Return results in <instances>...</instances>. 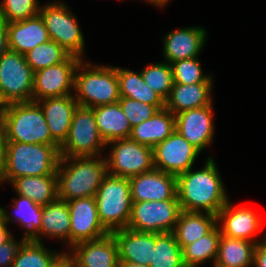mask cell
<instances>
[{"label": "cell", "instance_id": "1", "mask_svg": "<svg viewBox=\"0 0 266 267\" xmlns=\"http://www.w3.org/2000/svg\"><path fill=\"white\" fill-rule=\"evenodd\" d=\"M226 192L212 157L203 169L193 172L190 168L177 176V197L182 211L217 215L229 201Z\"/></svg>", "mask_w": 266, "mask_h": 267}, {"label": "cell", "instance_id": "2", "mask_svg": "<svg viewBox=\"0 0 266 267\" xmlns=\"http://www.w3.org/2000/svg\"><path fill=\"white\" fill-rule=\"evenodd\" d=\"M56 172L58 198L66 202L95 197L103 178L108 174L103 156L60 157Z\"/></svg>", "mask_w": 266, "mask_h": 267}, {"label": "cell", "instance_id": "3", "mask_svg": "<svg viewBox=\"0 0 266 267\" xmlns=\"http://www.w3.org/2000/svg\"><path fill=\"white\" fill-rule=\"evenodd\" d=\"M60 145L7 142L0 183L22 176L57 175Z\"/></svg>", "mask_w": 266, "mask_h": 267}, {"label": "cell", "instance_id": "4", "mask_svg": "<svg viewBox=\"0 0 266 267\" xmlns=\"http://www.w3.org/2000/svg\"><path fill=\"white\" fill-rule=\"evenodd\" d=\"M7 142L59 145L52 137L37 102L11 103L1 113Z\"/></svg>", "mask_w": 266, "mask_h": 267}, {"label": "cell", "instance_id": "5", "mask_svg": "<svg viewBox=\"0 0 266 267\" xmlns=\"http://www.w3.org/2000/svg\"><path fill=\"white\" fill-rule=\"evenodd\" d=\"M74 91L77 93L74 98L82 107L93 108L118 102L117 67L93 66L82 60L76 69Z\"/></svg>", "mask_w": 266, "mask_h": 267}, {"label": "cell", "instance_id": "6", "mask_svg": "<svg viewBox=\"0 0 266 267\" xmlns=\"http://www.w3.org/2000/svg\"><path fill=\"white\" fill-rule=\"evenodd\" d=\"M95 199L99 221L109 233L127 228L132 211L129 178L107 174Z\"/></svg>", "mask_w": 266, "mask_h": 267}, {"label": "cell", "instance_id": "7", "mask_svg": "<svg viewBox=\"0 0 266 267\" xmlns=\"http://www.w3.org/2000/svg\"><path fill=\"white\" fill-rule=\"evenodd\" d=\"M34 72L25 55L8 50L0 57V102H30L33 94Z\"/></svg>", "mask_w": 266, "mask_h": 267}, {"label": "cell", "instance_id": "8", "mask_svg": "<svg viewBox=\"0 0 266 267\" xmlns=\"http://www.w3.org/2000/svg\"><path fill=\"white\" fill-rule=\"evenodd\" d=\"M39 15L44 21L50 40L62 46L68 54L83 59L85 41L76 16L63 2L55 1L40 6Z\"/></svg>", "mask_w": 266, "mask_h": 267}, {"label": "cell", "instance_id": "9", "mask_svg": "<svg viewBox=\"0 0 266 267\" xmlns=\"http://www.w3.org/2000/svg\"><path fill=\"white\" fill-rule=\"evenodd\" d=\"M105 146L93 109L78 106L68 136L60 146V157L100 156Z\"/></svg>", "mask_w": 266, "mask_h": 267}, {"label": "cell", "instance_id": "10", "mask_svg": "<svg viewBox=\"0 0 266 267\" xmlns=\"http://www.w3.org/2000/svg\"><path fill=\"white\" fill-rule=\"evenodd\" d=\"M181 211L178 199L132 202L127 228L138 232L170 233L174 231Z\"/></svg>", "mask_w": 266, "mask_h": 267}, {"label": "cell", "instance_id": "11", "mask_svg": "<svg viewBox=\"0 0 266 267\" xmlns=\"http://www.w3.org/2000/svg\"><path fill=\"white\" fill-rule=\"evenodd\" d=\"M111 144L110 156L105 157L108 174L130 178L154 168L153 148L130 138L106 143L107 146Z\"/></svg>", "mask_w": 266, "mask_h": 267}, {"label": "cell", "instance_id": "12", "mask_svg": "<svg viewBox=\"0 0 266 267\" xmlns=\"http://www.w3.org/2000/svg\"><path fill=\"white\" fill-rule=\"evenodd\" d=\"M83 59L70 55L64 62L34 72L32 101L72 95L75 73Z\"/></svg>", "mask_w": 266, "mask_h": 267}, {"label": "cell", "instance_id": "13", "mask_svg": "<svg viewBox=\"0 0 266 267\" xmlns=\"http://www.w3.org/2000/svg\"><path fill=\"white\" fill-rule=\"evenodd\" d=\"M200 151L176 129L153 148L154 168L178 176L193 167Z\"/></svg>", "mask_w": 266, "mask_h": 267}, {"label": "cell", "instance_id": "14", "mask_svg": "<svg viewBox=\"0 0 266 267\" xmlns=\"http://www.w3.org/2000/svg\"><path fill=\"white\" fill-rule=\"evenodd\" d=\"M70 211V245L95 240L109 232L99 221L95 197L67 201Z\"/></svg>", "mask_w": 266, "mask_h": 267}, {"label": "cell", "instance_id": "15", "mask_svg": "<svg viewBox=\"0 0 266 267\" xmlns=\"http://www.w3.org/2000/svg\"><path fill=\"white\" fill-rule=\"evenodd\" d=\"M132 202L178 199L177 177L153 168L129 178Z\"/></svg>", "mask_w": 266, "mask_h": 267}, {"label": "cell", "instance_id": "16", "mask_svg": "<svg viewBox=\"0 0 266 267\" xmlns=\"http://www.w3.org/2000/svg\"><path fill=\"white\" fill-rule=\"evenodd\" d=\"M213 104L175 114V129L200 152L213 141Z\"/></svg>", "mask_w": 266, "mask_h": 267}, {"label": "cell", "instance_id": "17", "mask_svg": "<svg viewBox=\"0 0 266 267\" xmlns=\"http://www.w3.org/2000/svg\"><path fill=\"white\" fill-rule=\"evenodd\" d=\"M252 209L245 206H233L228 201L217 214V223H222L219 227L221 235L253 241L254 236L262 228V219Z\"/></svg>", "mask_w": 266, "mask_h": 267}, {"label": "cell", "instance_id": "18", "mask_svg": "<svg viewBox=\"0 0 266 267\" xmlns=\"http://www.w3.org/2000/svg\"><path fill=\"white\" fill-rule=\"evenodd\" d=\"M71 256L84 267H118L119 248L112 233L71 248Z\"/></svg>", "mask_w": 266, "mask_h": 267}, {"label": "cell", "instance_id": "19", "mask_svg": "<svg viewBox=\"0 0 266 267\" xmlns=\"http://www.w3.org/2000/svg\"><path fill=\"white\" fill-rule=\"evenodd\" d=\"M207 32L203 27H189L173 30L164 35L163 55L169 64L183 59L198 57Z\"/></svg>", "mask_w": 266, "mask_h": 267}, {"label": "cell", "instance_id": "20", "mask_svg": "<svg viewBox=\"0 0 266 267\" xmlns=\"http://www.w3.org/2000/svg\"><path fill=\"white\" fill-rule=\"evenodd\" d=\"M36 102L42 108L50 134L61 146L68 136L74 112L79 104L73 95L46 98Z\"/></svg>", "mask_w": 266, "mask_h": 267}, {"label": "cell", "instance_id": "21", "mask_svg": "<svg viewBox=\"0 0 266 267\" xmlns=\"http://www.w3.org/2000/svg\"><path fill=\"white\" fill-rule=\"evenodd\" d=\"M119 248V261L150 266L155 247V233L138 232L129 228L112 232Z\"/></svg>", "mask_w": 266, "mask_h": 267}, {"label": "cell", "instance_id": "22", "mask_svg": "<svg viewBox=\"0 0 266 267\" xmlns=\"http://www.w3.org/2000/svg\"><path fill=\"white\" fill-rule=\"evenodd\" d=\"M9 50L27 54L33 48L50 40L41 16L7 23Z\"/></svg>", "mask_w": 266, "mask_h": 267}, {"label": "cell", "instance_id": "23", "mask_svg": "<svg viewBox=\"0 0 266 267\" xmlns=\"http://www.w3.org/2000/svg\"><path fill=\"white\" fill-rule=\"evenodd\" d=\"M213 82L195 84L173 83L170 95L165 101V108L174 115L190 109L212 104L211 90Z\"/></svg>", "mask_w": 266, "mask_h": 267}, {"label": "cell", "instance_id": "24", "mask_svg": "<svg viewBox=\"0 0 266 267\" xmlns=\"http://www.w3.org/2000/svg\"><path fill=\"white\" fill-rule=\"evenodd\" d=\"M175 131V115L168 109L159 110L150 119L132 127L130 139L154 148Z\"/></svg>", "mask_w": 266, "mask_h": 267}, {"label": "cell", "instance_id": "25", "mask_svg": "<svg viewBox=\"0 0 266 267\" xmlns=\"http://www.w3.org/2000/svg\"><path fill=\"white\" fill-rule=\"evenodd\" d=\"M70 228V211L67 202L57 198L42 206L41 230L32 240L42 242L41 235H46L65 240L70 246Z\"/></svg>", "mask_w": 266, "mask_h": 267}, {"label": "cell", "instance_id": "26", "mask_svg": "<svg viewBox=\"0 0 266 267\" xmlns=\"http://www.w3.org/2000/svg\"><path fill=\"white\" fill-rule=\"evenodd\" d=\"M92 109L99 134L105 143L130 137L132 127L118 102Z\"/></svg>", "mask_w": 266, "mask_h": 267}, {"label": "cell", "instance_id": "27", "mask_svg": "<svg viewBox=\"0 0 266 267\" xmlns=\"http://www.w3.org/2000/svg\"><path fill=\"white\" fill-rule=\"evenodd\" d=\"M217 215L208 212L181 211L173 233L183 249L209 233L217 225Z\"/></svg>", "mask_w": 266, "mask_h": 267}, {"label": "cell", "instance_id": "28", "mask_svg": "<svg viewBox=\"0 0 266 267\" xmlns=\"http://www.w3.org/2000/svg\"><path fill=\"white\" fill-rule=\"evenodd\" d=\"M11 184L17 195L27 197L41 206L58 198L57 175L22 176L15 178Z\"/></svg>", "mask_w": 266, "mask_h": 267}, {"label": "cell", "instance_id": "29", "mask_svg": "<svg viewBox=\"0 0 266 267\" xmlns=\"http://www.w3.org/2000/svg\"><path fill=\"white\" fill-rule=\"evenodd\" d=\"M256 242L221 235L214 267H250L254 265Z\"/></svg>", "mask_w": 266, "mask_h": 267}, {"label": "cell", "instance_id": "30", "mask_svg": "<svg viewBox=\"0 0 266 267\" xmlns=\"http://www.w3.org/2000/svg\"><path fill=\"white\" fill-rule=\"evenodd\" d=\"M19 199L13 198V208L16 214L9 215L7 211L0 207V218L8 223L16 221L21 227L25 228L23 239L32 240L41 230L42 206L34 203L31 199L23 196Z\"/></svg>", "mask_w": 266, "mask_h": 267}, {"label": "cell", "instance_id": "31", "mask_svg": "<svg viewBox=\"0 0 266 267\" xmlns=\"http://www.w3.org/2000/svg\"><path fill=\"white\" fill-rule=\"evenodd\" d=\"M120 97H127L146 104L165 108V101L143 80L141 72L136 73L128 69L117 67Z\"/></svg>", "mask_w": 266, "mask_h": 267}, {"label": "cell", "instance_id": "32", "mask_svg": "<svg viewBox=\"0 0 266 267\" xmlns=\"http://www.w3.org/2000/svg\"><path fill=\"white\" fill-rule=\"evenodd\" d=\"M221 237L219 224L209 233L196 240L192 244L186 245L182 249L183 262L185 267H199L201 264L212 259L213 266L218 254V245Z\"/></svg>", "mask_w": 266, "mask_h": 267}, {"label": "cell", "instance_id": "33", "mask_svg": "<svg viewBox=\"0 0 266 267\" xmlns=\"http://www.w3.org/2000/svg\"><path fill=\"white\" fill-rule=\"evenodd\" d=\"M63 255L64 253L47 250L42 242L25 240L11 267H52Z\"/></svg>", "mask_w": 266, "mask_h": 267}, {"label": "cell", "instance_id": "34", "mask_svg": "<svg viewBox=\"0 0 266 267\" xmlns=\"http://www.w3.org/2000/svg\"><path fill=\"white\" fill-rule=\"evenodd\" d=\"M149 267H185L182 249L177 243L176 236L170 233H155L153 260Z\"/></svg>", "mask_w": 266, "mask_h": 267}, {"label": "cell", "instance_id": "35", "mask_svg": "<svg viewBox=\"0 0 266 267\" xmlns=\"http://www.w3.org/2000/svg\"><path fill=\"white\" fill-rule=\"evenodd\" d=\"M70 54L53 40L36 46L27 54L26 61L33 72L64 62Z\"/></svg>", "mask_w": 266, "mask_h": 267}, {"label": "cell", "instance_id": "36", "mask_svg": "<svg viewBox=\"0 0 266 267\" xmlns=\"http://www.w3.org/2000/svg\"><path fill=\"white\" fill-rule=\"evenodd\" d=\"M144 82L152 88L164 101L170 95L173 86L172 67L168 62L153 63L142 69Z\"/></svg>", "mask_w": 266, "mask_h": 267}, {"label": "cell", "instance_id": "37", "mask_svg": "<svg viewBox=\"0 0 266 267\" xmlns=\"http://www.w3.org/2000/svg\"><path fill=\"white\" fill-rule=\"evenodd\" d=\"M198 58L183 59L171 63L173 83L213 82L211 75H204Z\"/></svg>", "mask_w": 266, "mask_h": 267}, {"label": "cell", "instance_id": "38", "mask_svg": "<svg viewBox=\"0 0 266 267\" xmlns=\"http://www.w3.org/2000/svg\"><path fill=\"white\" fill-rule=\"evenodd\" d=\"M37 0H3L0 1V15L7 23L33 18L39 14L40 4Z\"/></svg>", "mask_w": 266, "mask_h": 267}, {"label": "cell", "instance_id": "39", "mask_svg": "<svg viewBox=\"0 0 266 267\" xmlns=\"http://www.w3.org/2000/svg\"><path fill=\"white\" fill-rule=\"evenodd\" d=\"M118 103L121 106L123 113L128 118L131 127L150 119L160 110L155 105L146 104L127 97H120Z\"/></svg>", "mask_w": 266, "mask_h": 267}, {"label": "cell", "instance_id": "40", "mask_svg": "<svg viewBox=\"0 0 266 267\" xmlns=\"http://www.w3.org/2000/svg\"><path fill=\"white\" fill-rule=\"evenodd\" d=\"M24 241L25 239L22 238L21 241L17 243L12 236L8 241L0 245V267H11L19 248Z\"/></svg>", "mask_w": 266, "mask_h": 267}, {"label": "cell", "instance_id": "41", "mask_svg": "<svg viewBox=\"0 0 266 267\" xmlns=\"http://www.w3.org/2000/svg\"><path fill=\"white\" fill-rule=\"evenodd\" d=\"M262 239L256 243L253 265L255 267H266V232Z\"/></svg>", "mask_w": 266, "mask_h": 267}, {"label": "cell", "instance_id": "42", "mask_svg": "<svg viewBox=\"0 0 266 267\" xmlns=\"http://www.w3.org/2000/svg\"><path fill=\"white\" fill-rule=\"evenodd\" d=\"M6 145H7V139L5 135V127L2 120V116L0 114V176L3 172L5 164Z\"/></svg>", "mask_w": 266, "mask_h": 267}, {"label": "cell", "instance_id": "43", "mask_svg": "<svg viewBox=\"0 0 266 267\" xmlns=\"http://www.w3.org/2000/svg\"><path fill=\"white\" fill-rule=\"evenodd\" d=\"M8 50L7 21L0 15V57Z\"/></svg>", "mask_w": 266, "mask_h": 267}, {"label": "cell", "instance_id": "44", "mask_svg": "<svg viewBox=\"0 0 266 267\" xmlns=\"http://www.w3.org/2000/svg\"><path fill=\"white\" fill-rule=\"evenodd\" d=\"M7 228V224L0 218V245L5 243L12 237Z\"/></svg>", "mask_w": 266, "mask_h": 267}, {"label": "cell", "instance_id": "45", "mask_svg": "<svg viewBox=\"0 0 266 267\" xmlns=\"http://www.w3.org/2000/svg\"><path fill=\"white\" fill-rule=\"evenodd\" d=\"M52 267H69L67 262V252H64L63 257Z\"/></svg>", "mask_w": 266, "mask_h": 267}, {"label": "cell", "instance_id": "46", "mask_svg": "<svg viewBox=\"0 0 266 267\" xmlns=\"http://www.w3.org/2000/svg\"><path fill=\"white\" fill-rule=\"evenodd\" d=\"M118 267H149V266H143L139 263L134 262H126V261H119Z\"/></svg>", "mask_w": 266, "mask_h": 267}, {"label": "cell", "instance_id": "47", "mask_svg": "<svg viewBox=\"0 0 266 267\" xmlns=\"http://www.w3.org/2000/svg\"><path fill=\"white\" fill-rule=\"evenodd\" d=\"M67 262L69 267H84L81 266L69 253H67Z\"/></svg>", "mask_w": 266, "mask_h": 267}, {"label": "cell", "instance_id": "48", "mask_svg": "<svg viewBox=\"0 0 266 267\" xmlns=\"http://www.w3.org/2000/svg\"><path fill=\"white\" fill-rule=\"evenodd\" d=\"M148 1L158 7H163L166 5L167 2H169V0H145V2Z\"/></svg>", "mask_w": 266, "mask_h": 267}, {"label": "cell", "instance_id": "49", "mask_svg": "<svg viewBox=\"0 0 266 267\" xmlns=\"http://www.w3.org/2000/svg\"><path fill=\"white\" fill-rule=\"evenodd\" d=\"M2 110H3V105L0 102V114L2 113Z\"/></svg>", "mask_w": 266, "mask_h": 267}]
</instances>
